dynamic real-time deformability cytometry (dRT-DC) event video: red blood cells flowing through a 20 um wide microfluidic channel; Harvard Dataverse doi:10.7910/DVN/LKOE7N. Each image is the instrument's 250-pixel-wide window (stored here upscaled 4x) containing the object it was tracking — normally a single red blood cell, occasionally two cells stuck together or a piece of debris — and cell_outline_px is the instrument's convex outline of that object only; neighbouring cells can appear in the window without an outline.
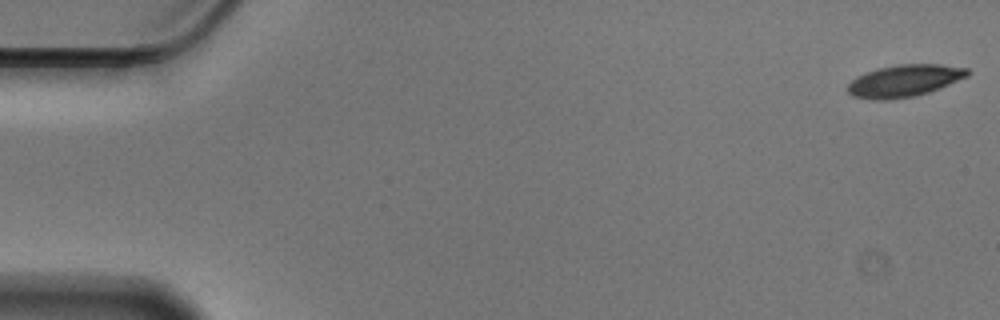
{"species": "Egyptian fruit bat (a non-hibernating species)", "species_latin": "Rousettus aegyptiacus", "temperature_condition": "cold", "stored_images_in_passage": 57, "camera_frame_rate_fps": 3000, "um_per_image_px": 0.085, "animal": {"sex": "male"}, "frame": {"image": 1, "passage_image": 1, "time_ms": 0.0, "image_size_px": [1000, 320], "cell_outline_px": [[972, 72], [968, 76], [940, 88], [916, 96], [888, 100], [872, 100], [852, 96], [848, 92], [848, 84], [856, 76], [880, 68], [900, 64], [940, 64], [968, 68]], "centroid_in_image_um": [76.89, 6.87], "position_along_channel_um": 8.1, "area_um2": 22.43}}
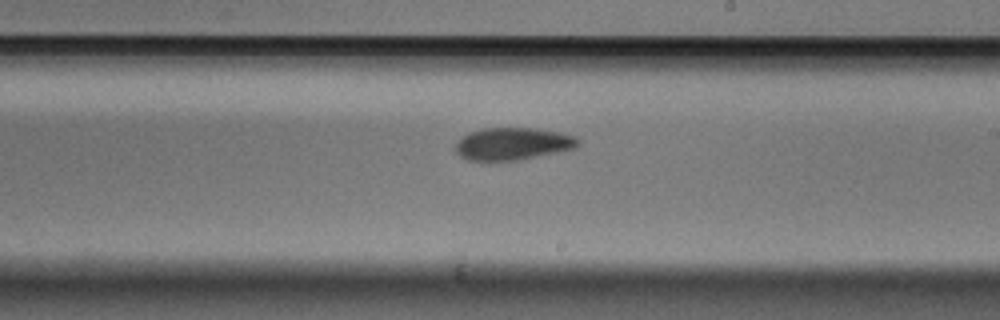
{"frame": {"image": 2, "passage_image": 33, "time_ms": 10.667, "image_size_px": [1000, 320], "cell_outline_px": [[580, 144], [576, 148], [520, 160], [468, 160], [460, 156], [456, 152], [456, 144], [468, 132], [484, 128], [536, 128], [560, 132], [572, 136], [580, 140]], "centroid_in_image_um": [43.61, 12.22], "position_along_channel_um": 245.4, "area_um2": 23.0}}
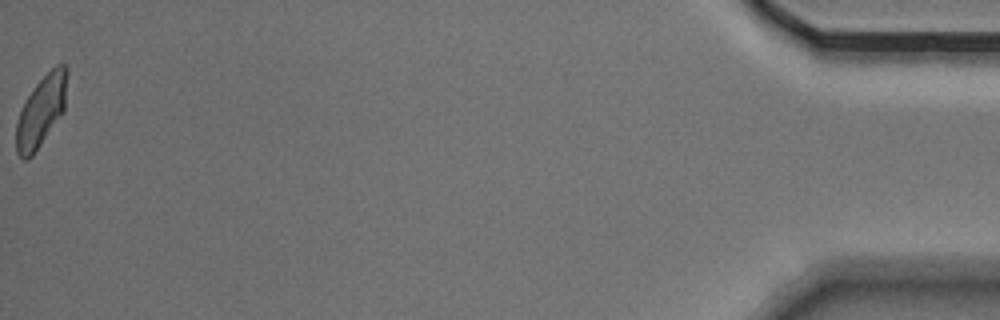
{"frame": {"image": 3, "passage_image": 57, "time_ms": 18.667, "image_size_px": [1000, 320], "cell_outline_px": [[68, 72], [64, 112], [32, 156], [28, 160], [24, 160], [16, 152], [16, 124], [20, 112], [28, 96], [36, 84], [56, 64], [64, 64], [68, 68]], "centroid_in_image_um": [3.52, 9.44], "position_along_channel_um": 431.7, "area_um2": 20.92}, "authors_computed_cell_mechanics": {"area_um2": 22.7154, "velocity_mm_per_s": 3.5336, "shape_relaxation_time_tau1_ms": 3.248, "shape_relaxation_time_tau2_ms": 2.973, "deformation_change_tau1": 0.1138, "deformation_change_tau2": 0.0762}}